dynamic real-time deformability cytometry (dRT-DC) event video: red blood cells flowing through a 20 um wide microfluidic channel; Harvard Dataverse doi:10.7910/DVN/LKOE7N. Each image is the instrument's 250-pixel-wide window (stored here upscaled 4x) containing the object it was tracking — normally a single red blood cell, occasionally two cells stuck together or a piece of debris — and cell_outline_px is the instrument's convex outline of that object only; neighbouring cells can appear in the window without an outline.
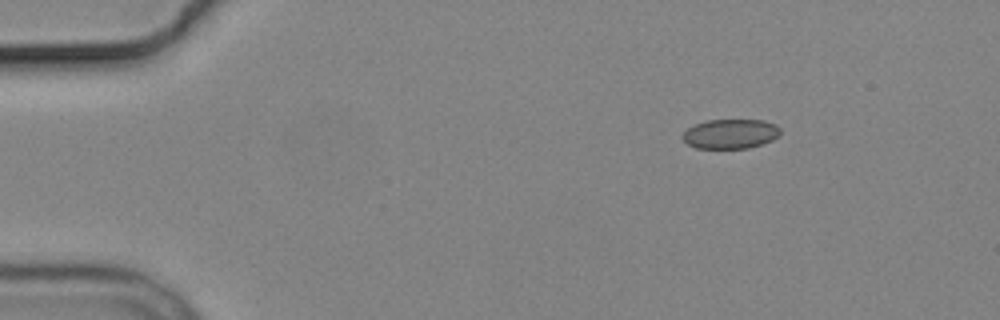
{"species": "common noctule bat (a hibernating species)", "species_latin": "Nyctalus noctula", "temperature_condition": "cold", "stored_images_in_passage": 3, "camera_frame_rate_fps": 3000, "um_per_image_px": 0.085, "animal": {"sex": "male", "body_mass_g": 19.2, "forearm_length_mm": 51.8}, "frame": {"image": 1, "passage_image": 1, "time_ms": 0.0, "image_size_px": [1000, 320], "cell_outline_px": [[780, 136], [772, 140], [748, 148], [696, 148], [688, 144], [680, 136], [688, 128], [696, 124], [708, 120], [764, 120], [776, 124], [780, 128]], "centroid_in_image_um": [62.11, 11.37], "position_along_channel_um": 22.9, "area_um2": 16.82}}